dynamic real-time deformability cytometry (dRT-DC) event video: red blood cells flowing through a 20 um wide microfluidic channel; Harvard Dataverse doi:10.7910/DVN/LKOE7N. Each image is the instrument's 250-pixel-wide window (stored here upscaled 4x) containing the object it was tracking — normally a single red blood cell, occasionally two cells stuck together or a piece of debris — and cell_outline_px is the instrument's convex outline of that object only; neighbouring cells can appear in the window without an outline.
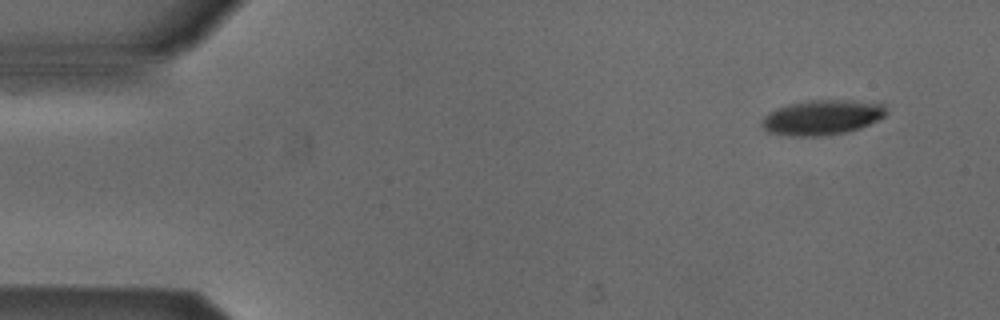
{"species": "Egyptian fruit bat (a non-hibernating species)", "species_latin": "Rousettus aegyptiacus", "temperature_condition": "cold", "stored_images_in_passage": 4, "camera_frame_rate_fps": 3000, "um_per_image_px": 0.085, "animal": {"sex": "male"}, "frame": {"image": 1, "passage_image": 1, "time_ms": 0.0, "image_size_px": [1000, 320], "cell_outline_px": [[884, 116], [860, 128], [848, 132], [820, 136], [788, 136], [768, 132], [760, 124], [764, 116], [768, 112], [776, 108], [788, 104], [808, 100], [840, 100], [884, 104]], "centroid_in_image_um": [69.79, 9.99], "position_along_channel_um": 15.2, "area_um2": 25.14}}
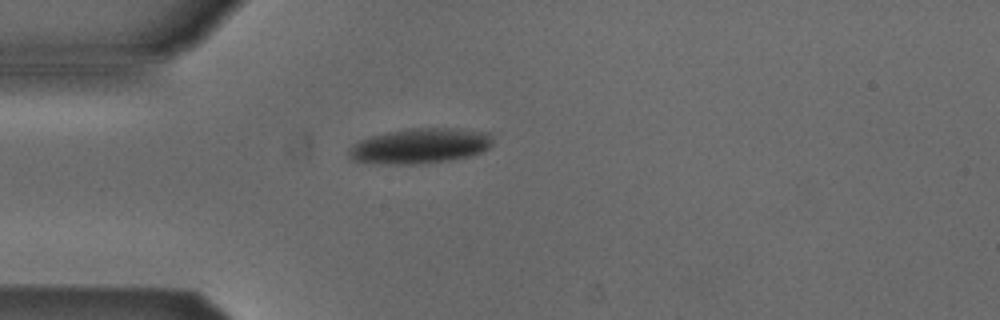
{"frame": {"image": 2, "passage_image": 4, "time_ms": 1.0, "image_size_px": [1000, 320], "cell_outline_px": [[492, 144], [488, 148], [480, 152], [468, 156], [448, 160], [416, 164], [388, 164], [352, 160], [348, 152], [348, 148], [352, 144], [360, 140], [372, 136], [388, 132], [412, 128], [460, 128], [488, 132], [492, 136]], "centroid_in_image_um": [35.71, 12.39], "position_along_channel_um": 49.3, "area_um2": 29.36}}